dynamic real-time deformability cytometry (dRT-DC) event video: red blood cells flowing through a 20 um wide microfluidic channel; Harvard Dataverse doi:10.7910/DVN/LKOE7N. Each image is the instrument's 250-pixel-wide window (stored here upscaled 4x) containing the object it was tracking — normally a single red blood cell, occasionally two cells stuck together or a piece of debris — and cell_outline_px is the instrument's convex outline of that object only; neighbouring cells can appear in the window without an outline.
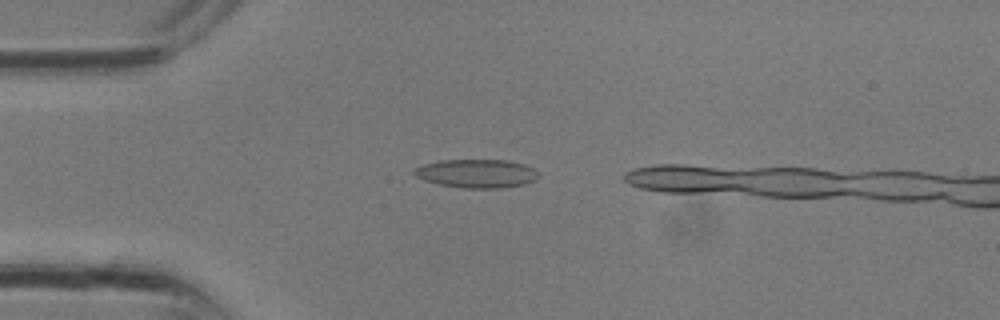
{"species": "common noctule bat (a hibernating species)", "species_latin": "Nyctalus noctula", "temperature_condition": "room temperature", "stored_images_in_passage": 7, "camera_frame_rate_fps": 3000, "um_per_image_px": 0.085, "animal": {"sex": "male", "body_mass_g": 13.3}, "frame": {"image": 1, "passage_image": 3, "time_ms": 0.667, "image_size_px": [1000, 320], "cell_outline_px": [[540, 172], [536, 180], [524, 184], [500, 188], [464, 188], [440, 184], [424, 180], [416, 176], [412, 172], [412, 168], [424, 164], [440, 160], [508, 160], [524, 164]], "centroid_in_image_um": [40.51, 14.74], "position_along_channel_um": 44.5, "area_um2": 20.75}}
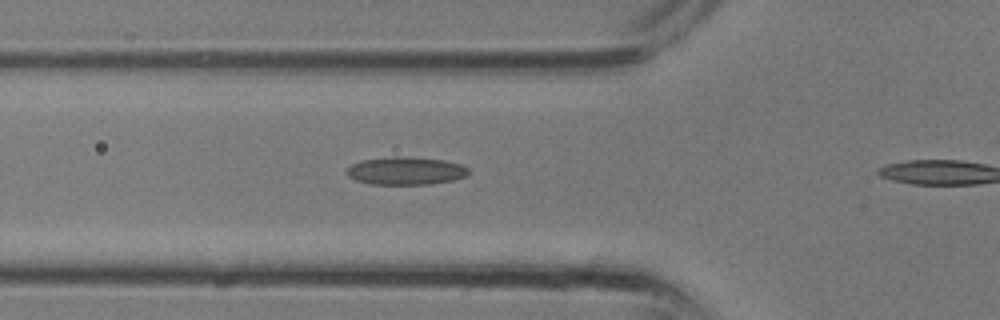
{"frame": {"image": 2, "passage_image": 6, "time_ms": 1.667, "image_size_px": [1000, 320], "cell_outline_px": [[468, 172], [464, 176], [452, 180], [428, 184], [372, 184], [356, 180], [348, 176], [344, 172], [352, 164], [364, 160], [392, 156], [396, 156], [444, 160], [460, 164], [468, 168]], "centroid_in_image_um": [34.45, 14.52], "position_along_channel_um": 91.4, "area_um2": 19.48}}